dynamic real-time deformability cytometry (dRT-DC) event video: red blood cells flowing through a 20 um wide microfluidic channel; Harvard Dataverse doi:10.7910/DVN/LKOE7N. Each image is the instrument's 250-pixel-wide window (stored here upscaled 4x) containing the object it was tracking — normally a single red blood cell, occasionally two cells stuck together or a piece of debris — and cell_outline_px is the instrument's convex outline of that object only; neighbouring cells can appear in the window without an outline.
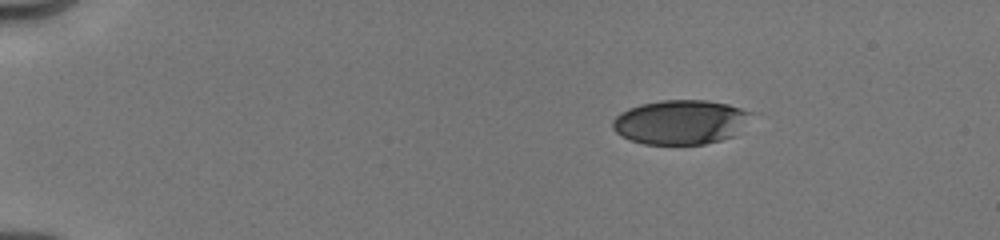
{"species": "human", "species_latin": "Homo sapiens", "temperature_condition": "cold", "stored_images_in_passage": 60, "camera_frame_rate_fps": 3000, "um_per_image_px": 0.085, "donor": {"sex": "male"}, "frame": {"image": 1, "passage_image": 1, "time_ms": 0.0, "image_size_px": [1000, 240], "cell_outline_px": [[756, 112], [736, 136], [704, 144], [644, 144], [620, 136], [612, 128], [612, 120], [620, 112], [628, 108], [640, 104], [660, 100], [708, 100], [728, 104]], "centroid_in_image_um": [57.88, 10.37], "position_along_channel_um": 27.1, "area_um2": 36.36}}
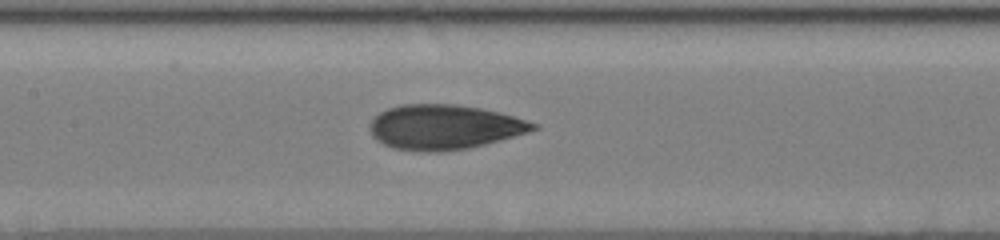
{"frame": {"image": 2, "passage_image": 27, "time_ms": 6.0, "image_size_px": [1000, 240], "cell_outline_px": [[540, 128], [528, 132], [484, 144], [468, 148], [436, 152], [428, 152], [392, 148], [376, 140], [372, 136], [368, 128], [372, 120], [380, 112], [388, 108], [400, 104], [456, 104], [480, 108], [512, 116], [540, 124]], "centroid_in_image_um": [37.73, 10.8], "position_along_channel_um": 169.7, "area_um2": 42.48}}
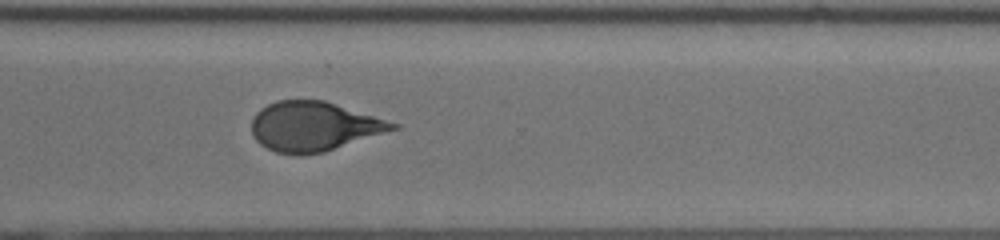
{"frame": {"image": 3, "passage_image": 59, "time_ms": 10.333, "image_size_px": [1000, 240], "cell_outline_px": [[400, 128], [324, 152], [300, 156], [296, 156], [276, 152], [260, 144], [256, 140], [252, 132], [252, 120], [256, 112], [260, 108], [276, 100], [324, 100], [400, 124]], "centroid_in_image_um": [26.67, 10.75], "position_along_channel_um": 343.9, "area_um2": 40.75}}